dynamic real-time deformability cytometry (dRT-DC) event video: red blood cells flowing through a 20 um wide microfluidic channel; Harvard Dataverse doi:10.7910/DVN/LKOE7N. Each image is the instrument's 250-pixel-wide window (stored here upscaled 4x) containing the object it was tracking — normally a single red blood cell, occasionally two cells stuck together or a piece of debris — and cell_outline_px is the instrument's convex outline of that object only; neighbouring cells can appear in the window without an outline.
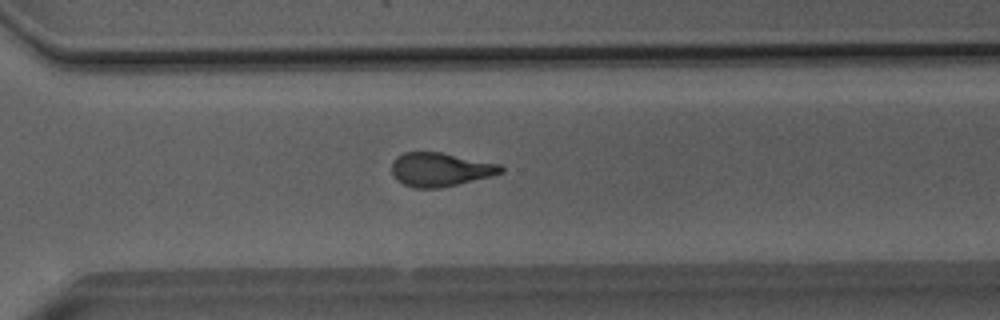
{"species": "Egyptian fruit bat (a non-hibernating species)", "species_latin": "Rousettus aegyptiacus", "temperature_condition": "room temperature", "stored_images_in_passage": 42, "camera_frame_rate_fps": 3000, "um_per_image_px": 0.085, "animal": {"sex": "male"}, "frame": {"image": 1, "passage_image": 28, "time_ms": 9.0, "image_size_px": [1000, 320], "cell_outline_px": [[504, 172], [492, 176], [440, 188], [416, 188], [404, 184], [396, 180], [392, 176], [392, 160], [396, 156], [404, 152], [440, 152], [500, 164], [504, 168]], "centroid_in_image_um": [37.4, 14.41], "position_along_channel_um": 333.2, "area_um2": 21.56}}
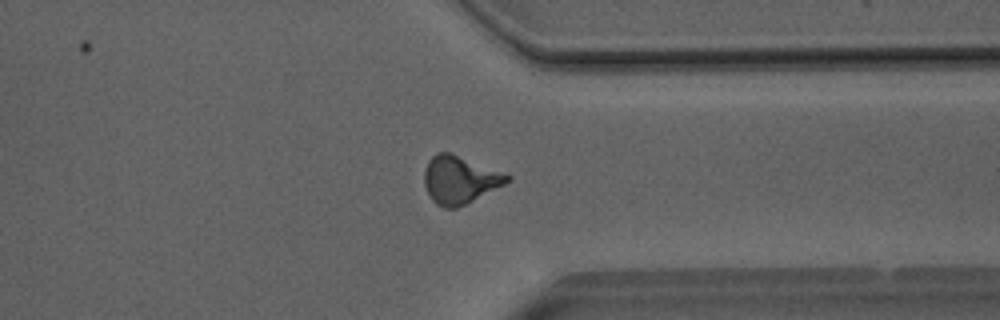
{"frame": {"image": 2, "passage_image": 31, "time_ms": 10.0, "image_size_px": [1000, 320], "cell_outline_px": [[512, 176], [504, 184], [456, 208], [444, 208], [436, 204], [432, 200], [424, 184], [424, 172], [428, 160], [436, 152], [452, 152]], "centroid_in_image_um": [39.03, 15.25], "position_along_channel_um": 372.4, "area_um2": 22.77}}
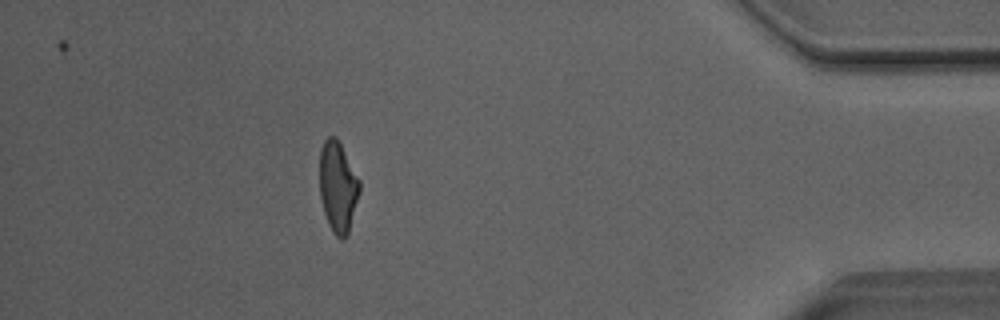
{"frame": {"image": 3, "passage_image": 37, "time_ms": 12.0, "image_size_px": [1000, 320], "cell_outline_px": [[360, 192], [348, 232], [344, 240], [340, 240], [332, 232], [328, 224], [324, 212], [320, 196], [320, 148], [324, 140], [328, 136], [336, 136], [360, 180]], "centroid_in_image_um": [28.71, 15.88], "position_along_channel_um": 406.5, "area_um2": 21.15}, "authors_computed_cell_mechanics": {"area_um2": 21.9062, "velocity_mm_per_s": 4.07, "shape_relaxation_time_tau1_ms": 8.4915, "shape_relaxation_time_tau2_ms": 2.5162, "deformation_change_tau1": 0.2335, "deformation_change_tau2": 0.1294}}